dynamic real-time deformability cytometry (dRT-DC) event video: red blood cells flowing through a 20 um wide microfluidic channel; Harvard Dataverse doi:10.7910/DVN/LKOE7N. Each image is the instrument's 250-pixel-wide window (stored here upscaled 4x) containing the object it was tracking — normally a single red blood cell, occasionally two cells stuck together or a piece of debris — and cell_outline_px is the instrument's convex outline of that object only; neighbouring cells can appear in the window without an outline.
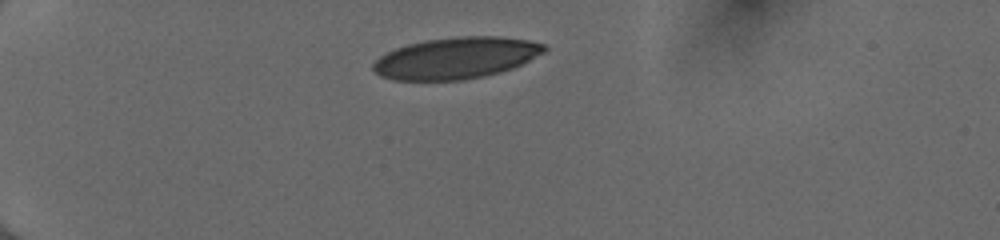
{"species": "human", "species_latin": "Homo sapiens", "temperature_condition": "cold", "stored_images_in_passage": 38, "camera_frame_rate_fps": 3000, "um_per_image_px": 0.085, "donor": {"sex": "female"}, "frame": {"image": 1, "passage_image": 1, "time_ms": 0.0, "image_size_px": [1000, 240], "cell_outline_px": [[548, 48], [544, 52], [512, 68], [500, 72], [484, 76], [464, 80], [392, 80], [380, 76], [372, 72], [372, 64], [380, 56], [396, 48], [408, 44], [424, 40], [456, 36], [500, 36], [528, 40], [544, 44]], "centroid_in_image_um": [38.73, 4.93], "position_along_channel_um": 46.3, "area_um2": 41.44}}
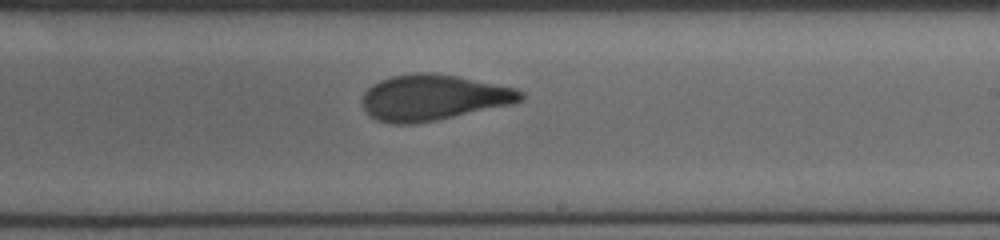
{"frame": {"image": 2, "passage_image": 20, "time_ms": 6.333, "image_size_px": [1000, 240], "cell_outline_px": [[524, 100], [512, 104], [436, 120], [412, 124], [392, 124], [376, 120], [364, 108], [364, 92], [372, 84], [380, 80], [392, 76], [412, 72], [432, 72], [456, 76], [516, 88], [524, 92]], "centroid_in_image_um": [36.84, 8.28], "position_along_channel_um": 252.2, "area_um2": 42.14}}
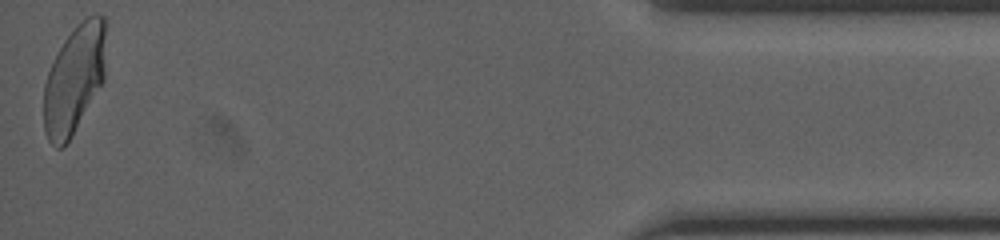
{"frame": {"image": 3, "passage_image": 38, "time_ms": 12.333, "image_size_px": [1000, 240], "cell_outline_px": [[104, 80], [72, 136], [64, 148], [56, 148], [48, 140], [44, 132], [44, 84], [48, 72], [64, 40], [88, 16], [96, 12], [104, 16]], "centroid_in_image_um": [6.29, 6.8], "position_along_channel_um": 428.9, "area_um2": 38.78}, "authors_computed_cell_mechanics": {"area_um2": 41.9917, "velocity_mm_per_s": 4.0371, "shape_relaxation_time_tau1_ms": 6.8913, "shape_relaxation_time_tau2_ms": 1.117, "deformation_change_tau1": 0.203, "deformation_change_tau2": 0.0827}}